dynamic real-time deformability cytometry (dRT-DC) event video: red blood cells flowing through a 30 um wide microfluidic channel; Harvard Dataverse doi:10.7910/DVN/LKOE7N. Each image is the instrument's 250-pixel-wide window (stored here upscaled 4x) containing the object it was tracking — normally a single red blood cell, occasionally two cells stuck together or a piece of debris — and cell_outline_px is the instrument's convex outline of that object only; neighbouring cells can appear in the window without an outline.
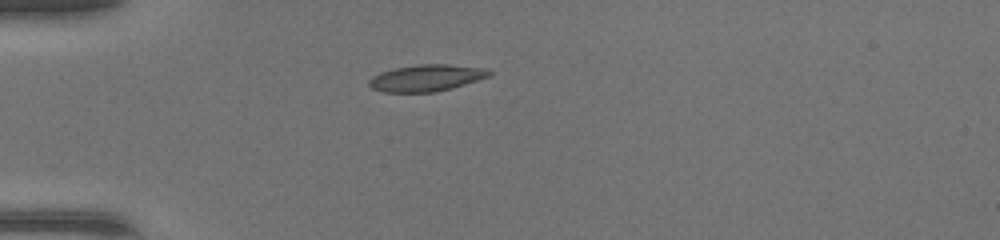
{"species": "common noctule bat (a hibernating species)", "species_latin": "Nyctalus noctula", "temperature_condition": "warm", "stored_images_in_passage": 35, "camera_frame_rate_fps": 3000, "um_per_image_px": 0.085, "animal": {"sex": "female", "body_mass_g": 17.0, "forearm_length_mm": 48.0}, "frame": {"image": 1, "passage_image": 1, "time_ms": 0.0, "image_size_px": [1000, 240], "cell_outline_px": [[492, 76], [452, 88], [436, 92], [384, 92], [372, 88], [368, 84], [368, 80], [372, 76], [380, 72], [396, 68], [420, 64], [448, 64], [488, 68], [492, 72]], "centroid_in_image_um": [36.28, 6.62], "position_along_channel_um": 48.7, "area_um2": 18.84}}
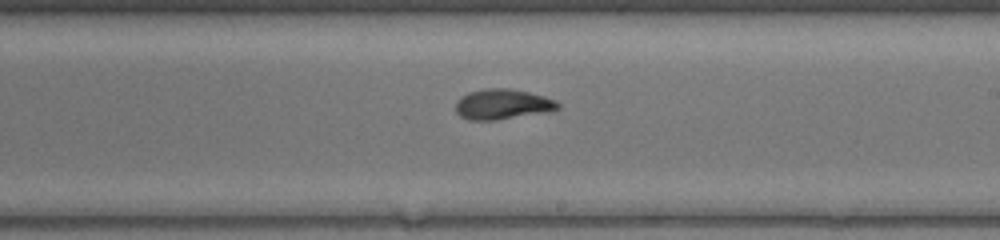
{"frame": {"image": 2, "passage_image": 16, "time_ms": 5.0, "image_size_px": [1000, 240], "cell_outline_px": [[560, 108], [552, 112], [496, 120], [468, 120], [460, 116], [456, 112], [456, 100], [460, 96], [468, 92], [488, 88], [504, 88], [528, 92], [544, 96], [556, 100], [560, 104]], "centroid_in_image_um": [42.73, 8.87], "position_along_channel_um": 246.3, "area_um2": 18.32}}
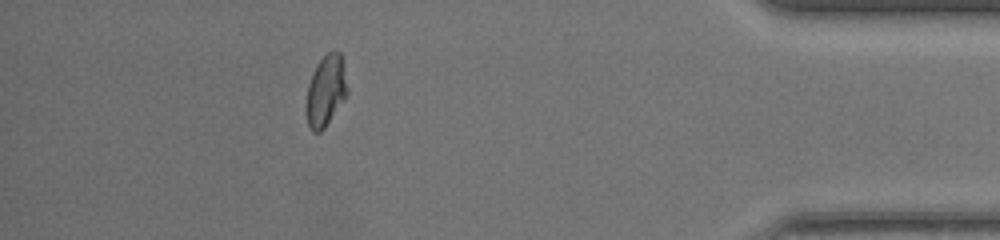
{"frame": {"image": 3, "passage_image": 30, "time_ms": 9.667, "image_size_px": [1000, 240], "cell_outline_px": [[348, 92], [344, 100], [324, 128], [320, 132], [312, 132], [308, 124], [304, 108], [304, 104], [308, 84], [312, 72], [316, 64], [328, 52], [340, 52], [344, 60], [348, 88]], "centroid_in_image_um": [27.68, 7.71], "position_along_channel_um": 407.5, "area_um2": 17.46}, "authors_computed_cell_mechanics": {"area_um2": 17.7446, "velocity_mm_per_s": 4.4091, "shape_relaxation_time_tau1_ms": null, "shape_relaxation_time_tau2_ms": 1.7666, "deformation_change_tau1": null, "deformation_change_tau2": 0.0664}}